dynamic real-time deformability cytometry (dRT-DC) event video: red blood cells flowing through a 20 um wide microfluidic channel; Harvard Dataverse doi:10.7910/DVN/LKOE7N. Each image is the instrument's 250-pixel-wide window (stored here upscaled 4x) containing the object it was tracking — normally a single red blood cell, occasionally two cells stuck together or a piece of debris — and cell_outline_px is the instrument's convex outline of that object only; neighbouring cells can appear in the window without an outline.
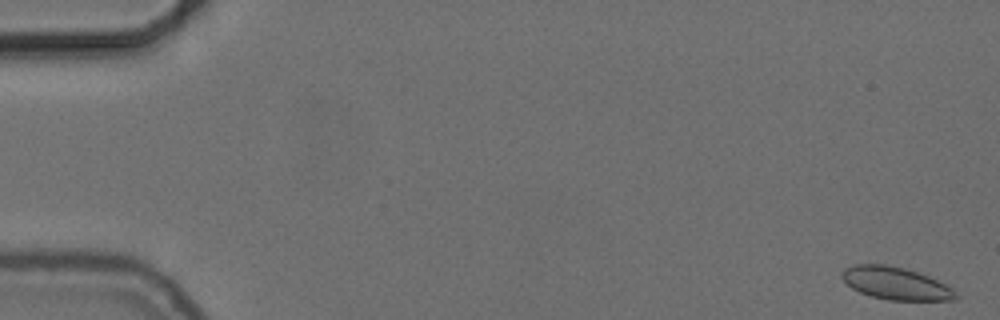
{"species": "common noctule bat (a hibernating species)", "species_latin": "Nyctalus noctula", "temperature_condition": "cold", "stored_images_in_passage": 55, "camera_frame_rate_fps": 3000, "um_per_image_px": 0.085, "animal": {"sex": "female", "body_mass_g": 24.6, "forearm_length_mm": 56.2}, "frame": {"image": 1, "passage_image": 1, "time_ms": 0.0, "image_size_px": [1000, 320], "cell_outline_px": [[960, 296], [956, 300], [888, 300], [872, 296], [860, 292], [852, 288], [840, 276], [840, 272], [844, 268], [856, 264], [884, 264], [904, 268], [928, 276], [952, 288]], "centroid_in_image_um": [76.13, 24.08], "position_along_channel_um": 8.9, "area_um2": 21.5}}
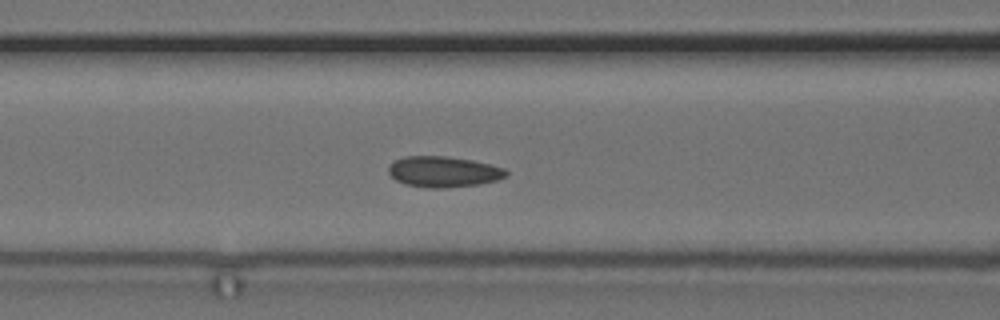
{"frame": {"image": 2, "passage_image": 23, "time_ms": 7.333, "image_size_px": [1000, 320], "cell_outline_px": [[508, 176], [496, 180], [480, 184], [448, 188], [428, 188], [404, 184], [396, 180], [388, 172], [388, 164], [404, 156], [444, 156], [472, 160], [504, 168], [508, 172]], "centroid_in_image_um": [37.68, 14.6], "position_along_channel_um": 128.9, "area_um2": 21.21}}
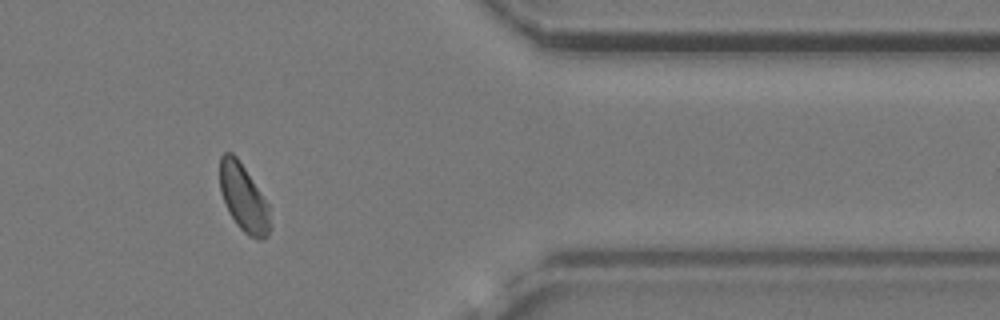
{"frame": {"image": 3, "passage_image": 46, "time_ms": 15.0, "image_size_px": [1000, 320], "cell_outline_px": [[268, 236], [260, 240], [248, 236], [236, 224], [228, 212], [220, 192], [220, 156], [224, 152], [232, 152], [236, 156], [268, 204]], "centroid_in_image_um": [20.65, 16.82], "position_along_channel_um": 390.7, "area_um2": 19.31}, "authors_computed_cell_mechanics": {"area_um2": 20.808, "velocity_mm_per_s": 3.6871, "shape_relaxation_time_tau1_ms": null, "shape_relaxation_time_tau2_ms": 2.3403, "deformation_change_tau1": null, "deformation_change_tau2": 0.0717}}